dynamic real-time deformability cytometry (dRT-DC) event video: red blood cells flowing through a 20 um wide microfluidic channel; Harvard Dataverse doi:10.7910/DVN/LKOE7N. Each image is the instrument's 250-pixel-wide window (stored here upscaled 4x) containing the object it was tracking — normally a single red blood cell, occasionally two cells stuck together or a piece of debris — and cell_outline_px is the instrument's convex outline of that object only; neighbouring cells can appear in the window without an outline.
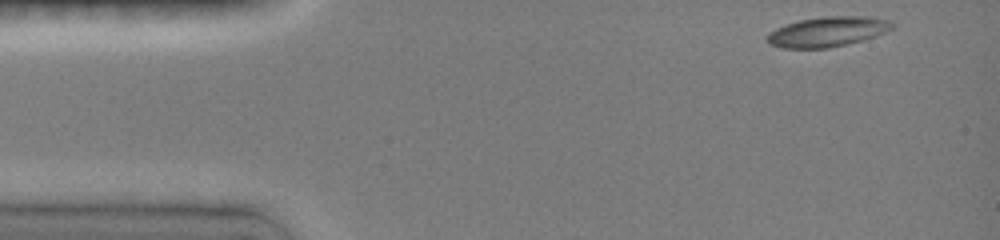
{"species": "common noctule bat (a hibernating species)", "species_latin": "Nyctalus noctula", "temperature_condition": "room temperature", "stored_images_in_passage": 41, "camera_frame_rate_fps": 3000, "um_per_image_px": 0.085, "animal": {"sex": "female", "body_mass_g": 19.0, "forearm_length_mm": 51.5}, "frame": {"image": 1, "passage_image": 1, "time_ms": 0.0, "image_size_px": [1000, 240], "cell_outline_px": [[892, 28], [876, 36], [864, 40], [828, 48], [784, 48], [772, 44], [768, 40], [768, 36], [776, 28], [800, 20], [828, 16], [860, 16], [884, 20], [892, 24]], "centroid_in_image_um": [70.34, 2.71], "position_along_channel_um": 14.7, "area_um2": 21.15}}
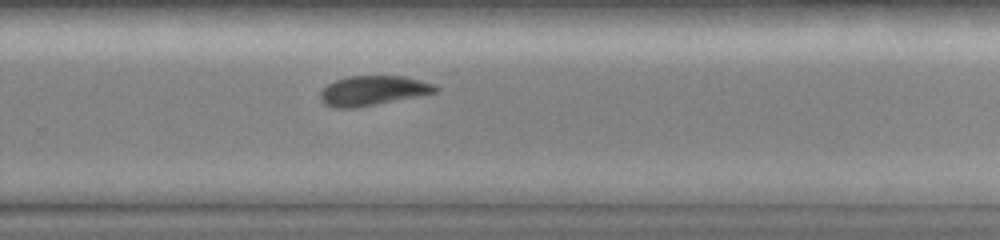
{"frame": {"image": 2, "passage_image": 29, "time_ms": 9.333, "image_size_px": [1000, 240], "cell_outline_px": [[440, 88], [436, 92], [356, 108], [336, 108], [324, 104], [320, 100], [320, 92], [328, 84], [336, 80], [348, 76], [404, 76], [420, 80], [432, 84]], "centroid_in_image_um": [31.66, 7.7], "position_along_channel_um": 298.1, "area_um2": 19.71}}
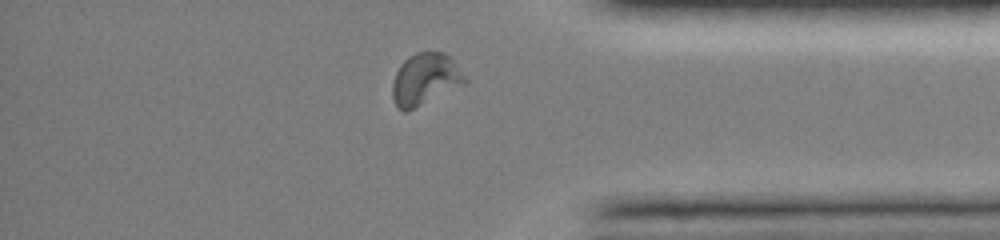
{"frame": {"image": 3, "passage_image": 37, "time_ms": 12.0, "image_size_px": [1000, 240], "cell_outline_px": [[468, 80], [464, 84], [408, 112], [404, 112], [396, 108], [392, 96], [392, 84], [396, 72], [400, 64], [408, 56], [416, 52], [444, 52], [452, 60]], "centroid_in_image_um": [36.09, 6.76], "position_along_channel_um": 399.1, "area_um2": 21.91}, "authors_computed_cell_mechanics": {"area_um2": 20.519, "velocity_mm_per_s": 3.9897, "shape_relaxation_time_tau1_ms": 2.4995, "shape_relaxation_time_tau2_ms": null, "deformation_change_tau1": 0.1315, "deformation_change_tau2": null}}